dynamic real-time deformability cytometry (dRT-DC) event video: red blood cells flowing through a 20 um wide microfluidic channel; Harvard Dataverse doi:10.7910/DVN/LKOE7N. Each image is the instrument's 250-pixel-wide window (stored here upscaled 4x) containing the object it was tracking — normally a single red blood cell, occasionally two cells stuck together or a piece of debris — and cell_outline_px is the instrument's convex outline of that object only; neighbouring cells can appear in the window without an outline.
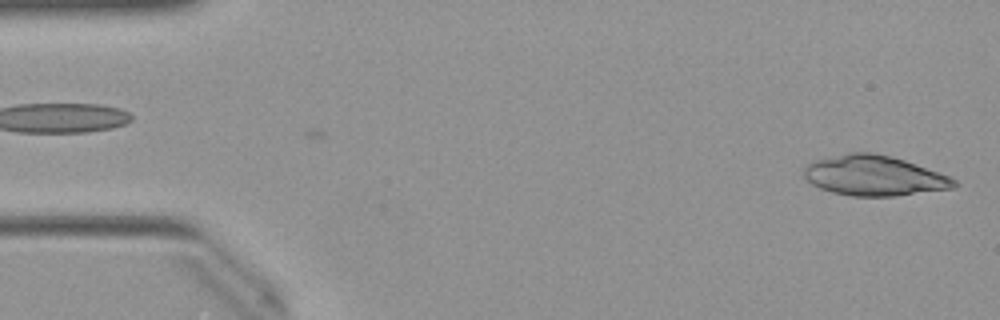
{"species": "Egyptian fruit bat (a non-hibernating species)", "species_latin": "Rousettus aegyptiacus", "temperature_condition": "warm", "stored_images_in_passage": 13, "camera_frame_rate_fps": 3000, "um_per_image_px": 0.085, "animal": {"sex": "female"}, "frame": {"image": 1, "passage_image": 1, "time_ms": 0.0, "image_size_px": [1000, 320], "cell_outline_px": [[960, 184], [956, 188], [896, 196], [852, 196], [832, 192], [820, 188], [812, 184], [804, 176], [804, 168], [812, 160], [848, 152], [872, 152], [892, 156], [916, 164], [948, 176], [956, 180]], "centroid_in_image_um": [74.31, 14.93], "position_along_channel_um": 10.7, "area_um2": 35.32}}